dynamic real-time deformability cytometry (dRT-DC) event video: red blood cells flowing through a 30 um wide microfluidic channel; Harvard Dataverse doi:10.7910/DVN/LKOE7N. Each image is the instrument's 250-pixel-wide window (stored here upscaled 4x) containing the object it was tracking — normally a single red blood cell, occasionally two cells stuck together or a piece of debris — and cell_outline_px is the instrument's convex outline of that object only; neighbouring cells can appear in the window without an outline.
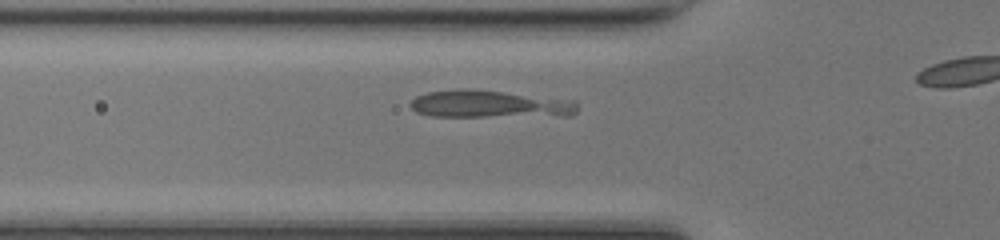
{"species": "common noctule bat (a hibernating species)", "species_latin": "Nyctalus noctula", "temperature_condition": "room temperature", "stored_images_in_passage": 13, "camera_frame_rate_fps": 3000, "um_per_image_px": 0.085, "animal": {"sex": "female", "body_mass_g": 17.0, "forearm_length_mm": 48.0}, "frame": {"image": 1, "passage_image": 8, "time_ms": 2.333, "image_size_px": [1000, 240], "cell_outline_px": [[576, 112], [572, 116], [432, 116], [416, 112], [408, 104], [416, 96], [428, 92], [464, 88], [472, 88], [576, 100]], "centroid_in_image_um": [41.65, 8.84], "position_along_channel_um": 84.1, "area_um2": 26.99}}
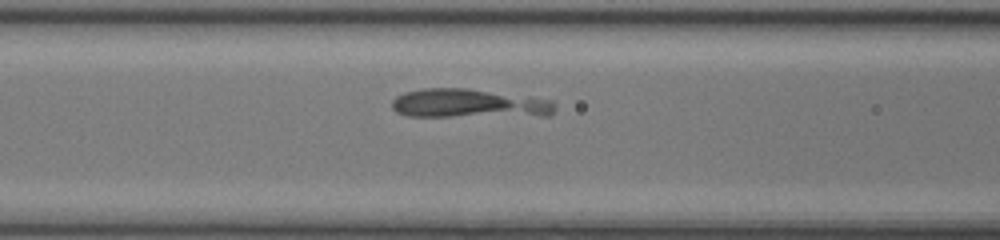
{"frame": {"image": 2, "passage_image": 11, "time_ms": 3.333, "image_size_px": [1000, 240], "cell_outline_px": [[556, 108], [552, 116], [408, 116], [396, 112], [392, 108], [392, 100], [396, 96], [404, 92], [424, 88], [468, 88], [532, 96], [552, 100], [556, 104]], "centroid_in_image_um": [39.94, 8.79], "position_along_channel_um": 126.7, "area_um2": 28.09}}